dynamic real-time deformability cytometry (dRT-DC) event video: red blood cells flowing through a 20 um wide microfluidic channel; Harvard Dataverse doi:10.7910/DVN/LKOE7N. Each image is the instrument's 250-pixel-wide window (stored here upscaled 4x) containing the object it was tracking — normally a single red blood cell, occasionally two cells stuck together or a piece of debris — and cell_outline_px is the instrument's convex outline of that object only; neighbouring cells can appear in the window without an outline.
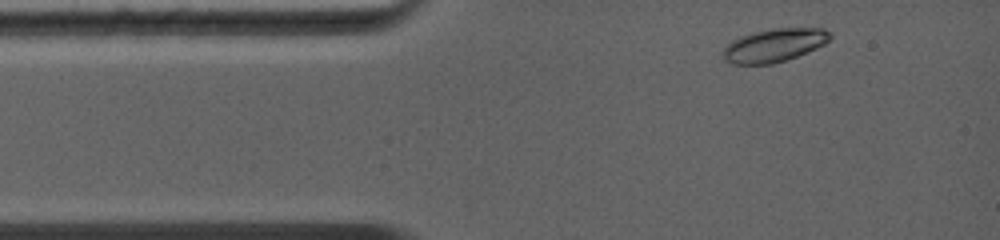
{"species": "common noctule bat (a hibernating species)", "species_latin": "Nyctalus noctula", "temperature_condition": "warm", "stored_images_in_passage": 17, "camera_frame_rate_fps": 5000, "um_per_image_px": 0.085, "animal": {"sex": "female", "body_mass_g": 19.0, "forearm_length_mm": 56.7}, "frame": {"image": 1, "passage_image": 1, "time_ms": 0.0, "image_size_px": [1000, 240], "cell_outline_px": [[832, 36], [824, 44], [816, 48], [788, 60], [772, 64], [732, 64], [724, 60], [724, 48], [732, 40], [752, 32], [768, 28], [824, 28], [832, 32]], "centroid_in_image_um": [65.83, 3.84], "position_along_channel_um": 19.2, "area_um2": 20.87}}
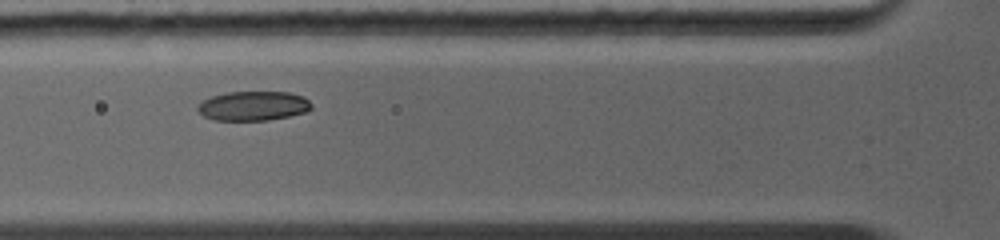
{"frame": {"image": 2, "passage_image": 8, "time_ms": 2.8, "image_size_px": [1000, 240], "cell_outline_px": [[312, 108], [308, 112], [268, 120], [212, 120], [204, 116], [196, 108], [204, 100], [212, 96], [228, 92], [288, 92], [304, 96], [312, 104]], "centroid_in_image_um": [21.56, 9.0], "position_along_channel_um": 104.2, "area_um2": 19.48}}
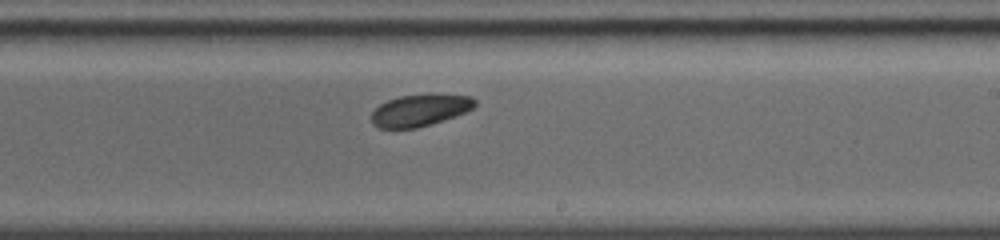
{"frame": {"image": 3, "passage_image": 17, "time_ms": 6.2, "image_size_px": [1000, 240], "cell_outline_px": [[476, 104], [472, 108], [456, 116], [432, 124], [416, 128], [380, 128], [372, 124], [372, 112], [380, 104], [388, 100], [400, 96], [428, 92], [436, 92], [472, 96], [476, 100]], "centroid_in_image_um": [35.74, 9.33], "position_along_channel_um": 253.3, "area_um2": 19.71}}